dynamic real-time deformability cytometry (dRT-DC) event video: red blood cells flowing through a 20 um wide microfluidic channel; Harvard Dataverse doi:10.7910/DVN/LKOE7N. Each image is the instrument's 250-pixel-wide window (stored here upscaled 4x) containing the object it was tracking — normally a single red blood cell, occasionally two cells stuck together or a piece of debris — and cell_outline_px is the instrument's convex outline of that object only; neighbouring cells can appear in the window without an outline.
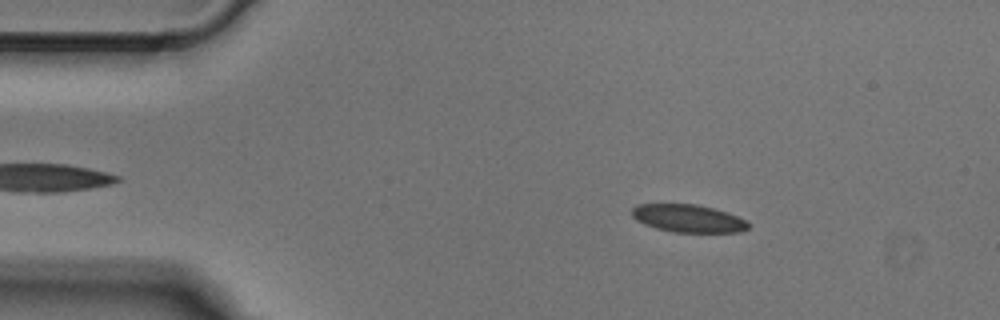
{"species": "Egyptian fruit bat (a non-hibernating species)", "species_latin": "Rousettus aegyptiacus", "temperature_condition": "cold", "stored_images_in_passage": 49, "camera_frame_rate_fps": 3000, "um_per_image_px": 0.085, "animal": {"sex": "male"}, "frame": {"image": 1, "passage_image": 8, "time_ms": 2.333, "image_size_px": [1000, 320], "cell_outline_px": [[748, 228], [740, 232], [672, 232], [656, 228], [644, 224], [636, 220], [632, 216], [632, 208], [640, 204], [696, 204], [712, 208], [736, 216], [744, 220], [748, 224]], "centroid_in_image_um": [58.45, 18.57], "position_along_channel_um": 26.6, "area_um2": 18.55}}
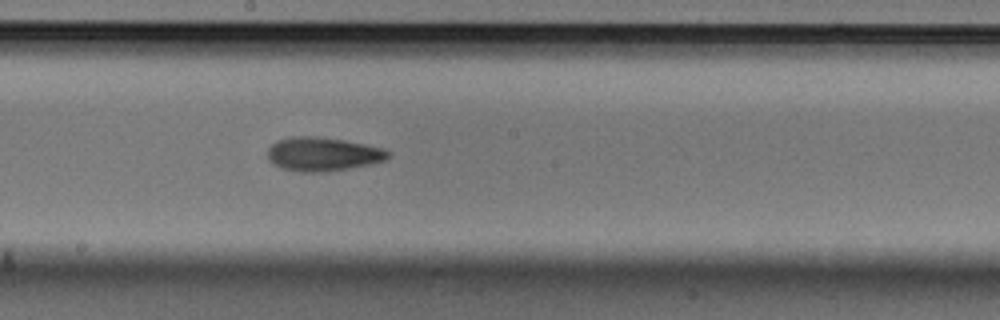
{"frame": {"image": 2, "passage_image": 26, "time_ms": 8.333, "image_size_px": [1000, 320], "cell_outline_px": [[388, 156], [384, 160], [372, 164], [328, 172], [300, 172], [280, 168], [272, 164], [268, 160], [268, 148], [276, 140], [292, 136], [312, 136], [344, 140], [384, 148], [388, 152]], "centroid_in_image_um": [27.39, 13.11], "position_along_channel_um": 220.8, "area_um2": 23.87}}
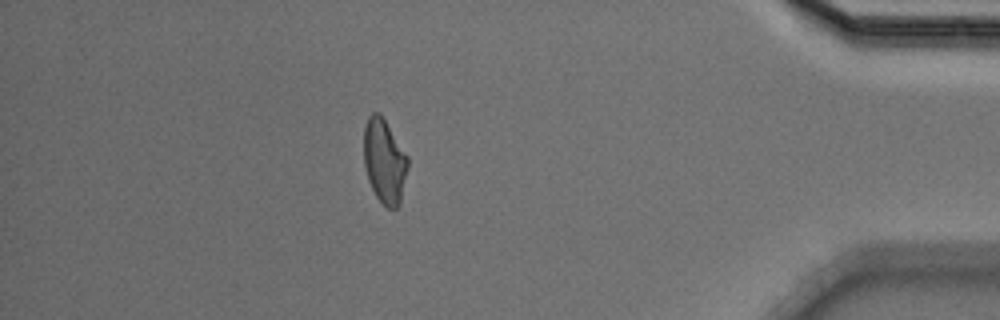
{"frame": {"image": 3, "passage_image": 43, "time_ms": 14.0, "image_size_px": [1000, 320], "cell_outline_px": [[408, 168], [400, 204], [396, 208], [388, 208], [376, 196], [368, 180], [364, 164], [364, 128], [368, 116], [372, 112], [380, 112], [408, 156]], "centroid_in_image_um": [32.68, 13.68], "position_along_channel_um": 402.5, "area_um2": 21.68}}